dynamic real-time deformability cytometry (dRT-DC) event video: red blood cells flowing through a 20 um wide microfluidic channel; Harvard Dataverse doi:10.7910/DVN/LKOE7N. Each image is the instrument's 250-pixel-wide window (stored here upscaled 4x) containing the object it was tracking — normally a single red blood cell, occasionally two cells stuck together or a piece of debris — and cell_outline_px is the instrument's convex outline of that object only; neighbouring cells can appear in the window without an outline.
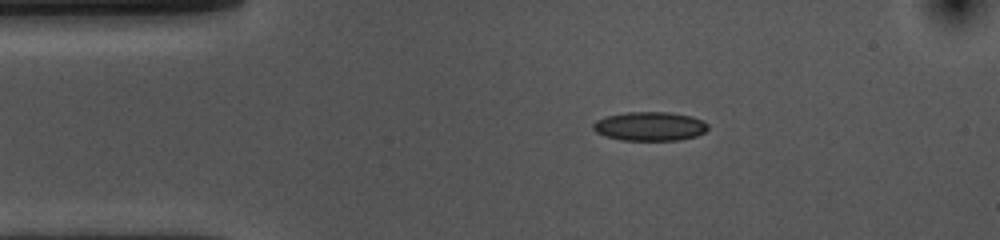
{"species": "common noctule bat (a hibernating species)", "species_latin": "Nyctalus noctula", "temperature_condition": "cold", "stored_images_in_passage": 46, "camera_frame_rate_fps": 3000, "um_per_image_px": 0.085, "animal": {"sex": "female", "body_mass_g": 10.0, "forearm_length_mm": 53.1}, "frame": {"image": 1, "passage_image": 1, "time_ms": 0.0, "image_size_px": [1000, 240], "cell_outline_px": [[708, 128], [704, 132], [696, 136], [680, 140], [620, 140], [604, 136], [596, 132], [592, 128], [592, 124], [596, 120], [608, 116], [628, 112], [668, 112], [692, 116], [708, 124]], "centroid_in_image_um": [55.22, 10.74], "position_along_channel_um": 29.8, "area_um2": 19.36}}
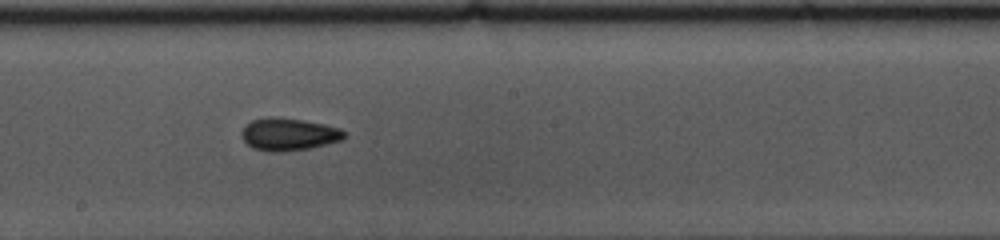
{"frame": {"image": 2, "passage_image": 20, "time_ms": 6.333, "image_size_px": [1000, 240], "cell_outline_px": [[344, 140], [308, 148], [280, 152], [268, 152], [252, 148], [240, 136], [240, 132], [244, 124], [252, 120], [268, 116], [276, 116], [324, 124], [340, 128], [344, 132]], "centroid_in_image_um": [24.48, 11.41], "position_along_channel_um": 223.7, "area_um2": 19.59}}
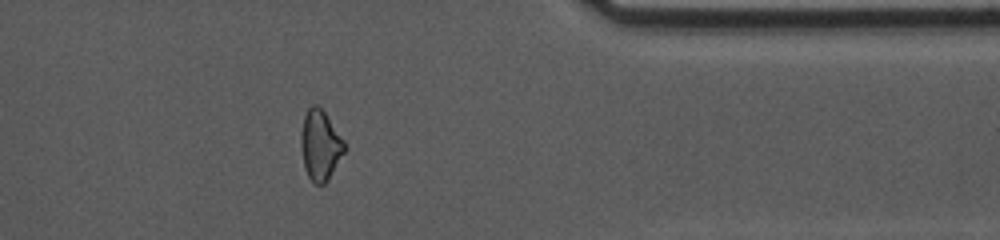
{"frame": {"image": 3, "passage_image": 35, "time_ms": 11.333, "image_size_px": [1000, 240], "cell_outline_px": [[344, 152], [328, 180], [324, 184], [316, 184], [308, 176], [304, 168], [300, 148], [300, 136], [304, 116], [308, 108], [312, 104], [316, 104], [324, 112], [344, 140]], "centroid_in_image_um": [27.19, 12.34], "position_along_channel_um": 384.2, "area_um2": 17.63}, "authors_computed_cell_mechanics": {"area_um2": 18.7561, "velocity_mm_per_s": 3.6197, "shape_relaxation_time_tau1_ms": 3.5399, "shape_relaxation_time_tau2_ms": 2.8088, "deformation_change_tau1": 0.1155, "deformation_change_tau2": 0.0866}}